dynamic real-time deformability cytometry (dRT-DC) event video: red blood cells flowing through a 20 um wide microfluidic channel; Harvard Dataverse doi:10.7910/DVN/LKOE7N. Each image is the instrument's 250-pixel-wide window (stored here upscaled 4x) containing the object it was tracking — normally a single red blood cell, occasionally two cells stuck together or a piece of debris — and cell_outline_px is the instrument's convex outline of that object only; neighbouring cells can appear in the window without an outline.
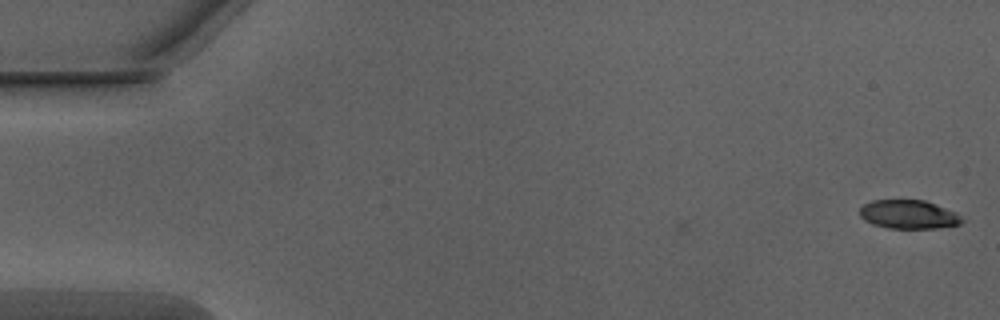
{"species": "Egyptian fruit bat (a non-hibernating species)", "species_latin": "Rousettus aegyptiacus", "temperature_condition": "warm", "stored_images_in_passage": 2, "camera_frame_rate_fps": 3000, "um_per_image_px": 0.085, "animal": {"sex": "male"}, "frame": {"image": 1, "passage_image": 2, "time_ms": 0.333, "image_size_px": [1000, 320], "cell_outline_px": [[964, 220], [960, 224], [936, 228], [888, 228], [872, 224], [864, 220], [860, 216], [860, 208], [864, 204], [872, 200], [924, 200], [956, 212]], "centroid_in_image_um": [77.21, 18.23], "position_along_channel_um": 7.8, "area_um2": 17.05}}